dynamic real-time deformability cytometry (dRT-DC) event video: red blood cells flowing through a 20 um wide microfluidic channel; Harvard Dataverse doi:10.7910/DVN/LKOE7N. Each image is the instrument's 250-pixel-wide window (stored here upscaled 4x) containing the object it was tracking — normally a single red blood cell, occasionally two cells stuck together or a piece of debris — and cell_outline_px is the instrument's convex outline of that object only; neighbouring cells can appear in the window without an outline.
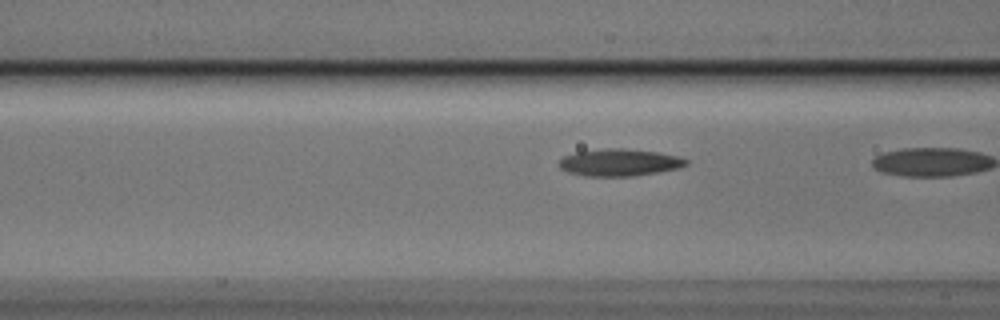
{"species": "Egyptian fruit bat (a non-hibernating species)", "species_latin": "Rousettus aegyptiacus", "temperature_condition": "cold", "stored_images_in_passage": 8, "camera_frame_rate_fps": 3000, "um_per_image_px": 0.085, "animal": {"sex": "male"}, "frame": {"image": 1, "passage_image": 7, "time_ms": 2.0, "image_size_px": [1000, 320], "cell_outline_px": [[688, 164], [680, 168], [660, 172], [632, 176], [584, 176], [568, 172], [560, 168], [556, 164], [564, 156], [576, 152], [604, 148], [624, 148], [656, 152], [680, 156], [688, 160]], "centroid_in_image_um": [52.66, 13.81], "position_along_channel_um": 113.9, "area_um2": 20.29}}